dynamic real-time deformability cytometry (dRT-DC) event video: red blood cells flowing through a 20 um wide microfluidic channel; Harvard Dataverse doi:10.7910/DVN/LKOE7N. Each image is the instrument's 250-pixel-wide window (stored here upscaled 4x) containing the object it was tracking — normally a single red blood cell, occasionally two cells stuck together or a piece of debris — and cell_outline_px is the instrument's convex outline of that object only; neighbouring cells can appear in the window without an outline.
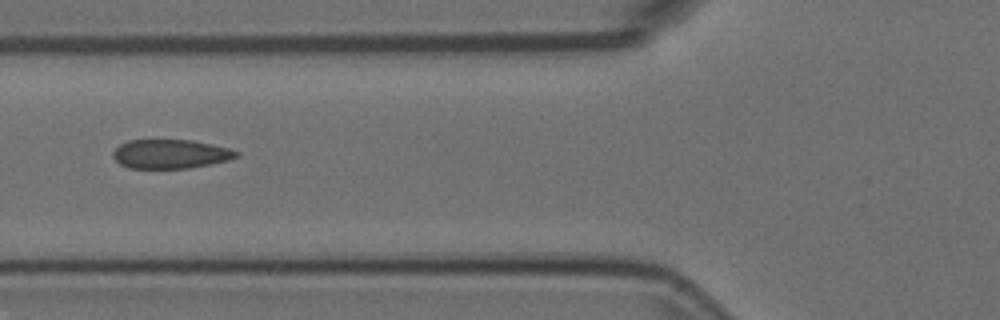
{"species": "Egyptian fruit bat (a non-hibernating species)", "species_latin": "Rousettus aegyptiacus", "temperature_condition": "room temperature", "stored_images_in_passage": 2, "camera_frame_rate_fps": 3000, "um_per_image_px": 0.085, "animal": {"sex": "female"}, "frame": {"image": 1, "passage_image": 2, "time_ms": 0.333, "image_size_px": [1000, 320], "cell_outline_px": [[240, 156], [228, 160], [188, 168], [128, 168], [120, 164], [112, 156], [112, 152], [120, 144], [128, 140], [192, 140], [228, 148], [240, 152]], "centroid_in_image_um": [14.47, 13.08], "position_along_channel_um": 111.3, "area_um2": 20.81}}